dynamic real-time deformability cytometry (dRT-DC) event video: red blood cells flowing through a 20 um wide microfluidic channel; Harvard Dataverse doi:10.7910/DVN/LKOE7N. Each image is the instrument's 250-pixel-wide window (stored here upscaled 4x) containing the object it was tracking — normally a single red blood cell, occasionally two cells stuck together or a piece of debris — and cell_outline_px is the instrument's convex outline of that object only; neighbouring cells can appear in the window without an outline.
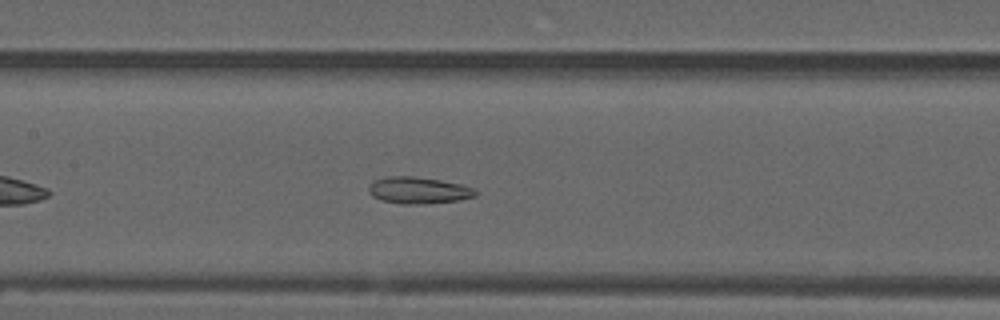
{"species": "common noctule bat (a hibernating species)", "species_latin": "Nyctalus noctula", "temperature_condition": "warm", "stored_images_in_passage": 43, "camera_frame_rate_fps": 3000, "um_per_image_px": 0.085, "animal": {"sex": "male", "forearm_length_mm": 52.5}, "frame": {"image": 1, "passage_image": 14, "time_ms": 4.333, "image_size_px": [1000, 320], "cell_outline_px": [[480, 192], [476, 196], [460, 200], [428, 204], [400, 204], [380, 200], [372, 196], [368, 192], [368, 188], [376, 180], [388, 176], [412, 176], [440, 180], [460, 184], [472, 188]], "centroid_in_image_um": [35.59, 16.19], "position_along_channel_um": 171.8, "area_um2": 16.7}}
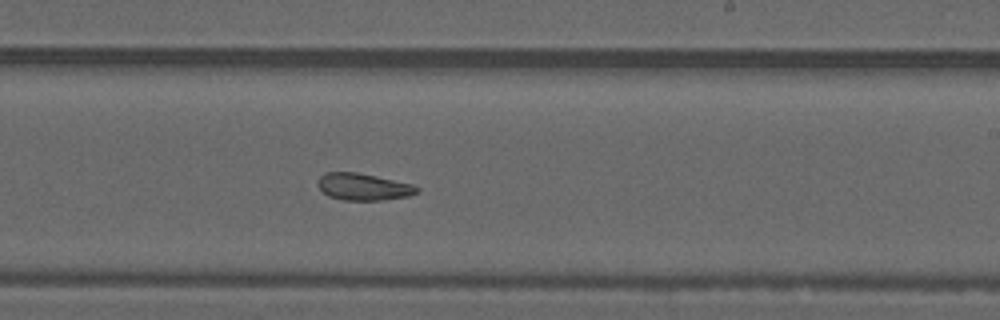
{"frame": {"image": 2, "passage_image": 21, "time_ms": 6.667, "image_size_px": [1000, 320], "cell_outline_px": [[420, 192], [408, 196], [384, 200], [344, 200], [328, 196], [316, 184], [316, 180], [324, 172], [356, 172], [376, 176], [412, 184], [420, 188]], "centroid_in_image_um": [30.87, 15.87], "position_along_channel_um": 258.1, "area_um2": 15.66}}
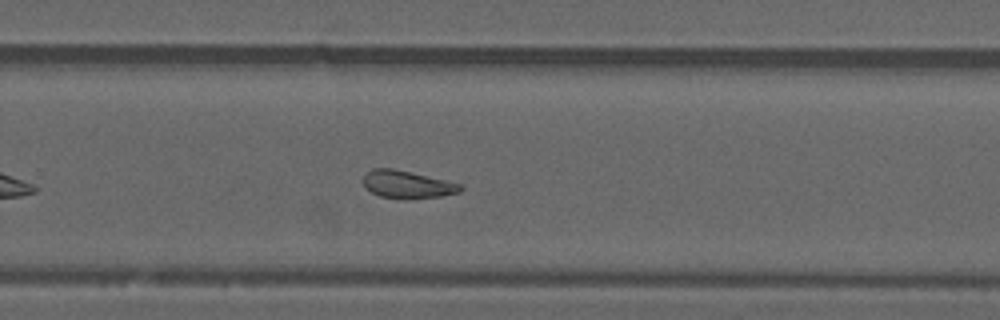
{"frame": {"image": 3, "passage_image": 24, "time_ms": 7.667, "image_size_px": [1000, 320], "cell_outline_px": [[464, 188], [460, 192], [440, 196], [380, 196], [372, 192], [364, 184], [364, 172], [372, 168], [392, 168], [444, 180], [460, 184]], "centroid_in_image_um": [34.59, 15.62], "position_along_channel_um": 295.2, "area_um2": 14.68}, "authors_computed_cell_mechanics": {"area_um2": 16.762, "velocity_mm_per_s": 3.7236, "shape_relaxation_time_tau1_ms": null, "shape_relaxation_time_tau2_ms": 5.0912, "deformation_change_tau1": null, "deformation_change_tau2": 0.1304}}